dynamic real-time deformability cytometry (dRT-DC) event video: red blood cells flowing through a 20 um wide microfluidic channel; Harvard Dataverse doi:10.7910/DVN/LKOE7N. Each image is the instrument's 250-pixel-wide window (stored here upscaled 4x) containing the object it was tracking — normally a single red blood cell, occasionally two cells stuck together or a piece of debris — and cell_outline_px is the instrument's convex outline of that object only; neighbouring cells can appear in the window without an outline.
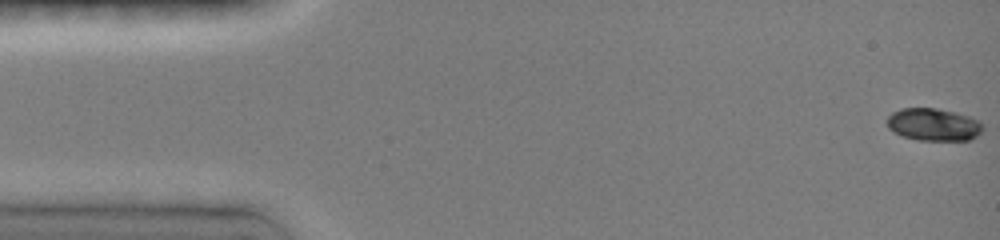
{"species": "common noctule bat (a hibernating species)", "species_latin": "Nyctalus noctula", "temperature_condition": "room temperature", "stored_images_in_passage": 34, "camera_frame_rate_fps": 3000, "um_per_image_px": 0.085, "animal": {"sex": "female", "body_mass_g": 19.0, "forearm_length_mm": 51.5}, "frame": {"image": 1, "passage_image": 1, "time_ms": 0.0, "image_size_px": [1000, 240], "cell_outline_px": [[980, 132], [976, 136], [968, 140], [920, 140], [904, 136], [888, 128], [888, 116], [892, 112], [900, 108], [936, 108], [956, 112], [980, 120]], "centroid_in_image_um": [79.33, 10.57], "position_along_channel_um": 5.7, "area_um2": 17.86}}
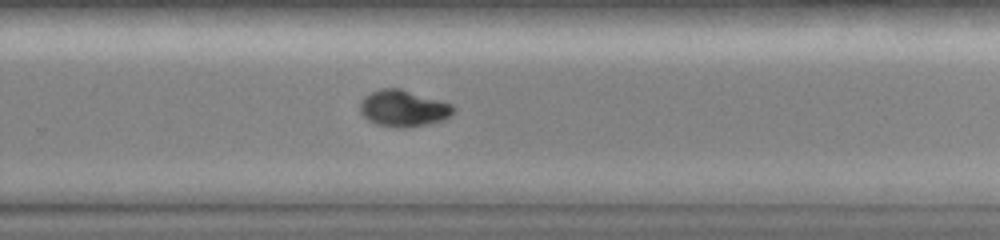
{"frame": {"image": 2, "passage_image": 27, "time_ms": 10.333, "image_size_px": [1000, 240], "cell_outline_px": [[456, 108], [444, 120], [404, 128], [396, 128], [376, 124], [368, 120], [360, 112], [360, 100], [364, 96], [380, 88], [400, 88], [452, 104]], "centroid_in_image_um": [34.25, 9.21], "position_along_channel_um": 295.6, "area_um2": 19.77}}
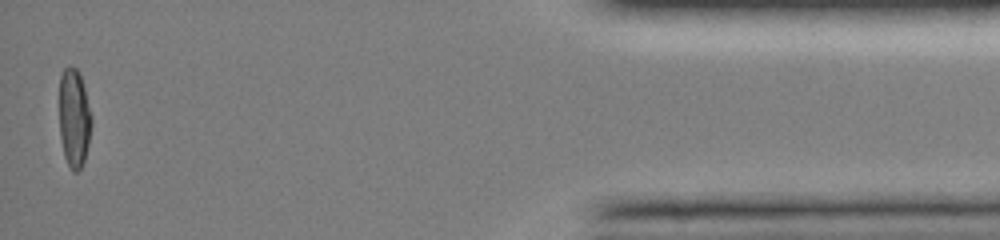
{"frame": {"image": 3, "passage_image": 34, "time_ms": 15.333, "image_size_px": [1000, 240], "cell_outline_px": [[92, 124], [88, 144], [84, 160], [80, 168], [76, 172], [72, 172], [64, 156], [60, 136], [60, 76], [64, 68], [68, 64], [76, 68], [80, 72], [92, 116]], "centroid_in_image_um": [6.3, 10.0], "position_along_channel_um": 428.9, "area_um2": 18.61}, "authors_computed_cell_mechanics": {"area_um2": 19.0451, "velocity_mm_per_s": 4.0734, "shape_relaxation_time_tau1_ms": 6.9405, "shape_relaxation_time_tau2_ms": 1.4185, "deformation_change_tau1": 0.2425, "deformation_change_tau2": 0.0282}}